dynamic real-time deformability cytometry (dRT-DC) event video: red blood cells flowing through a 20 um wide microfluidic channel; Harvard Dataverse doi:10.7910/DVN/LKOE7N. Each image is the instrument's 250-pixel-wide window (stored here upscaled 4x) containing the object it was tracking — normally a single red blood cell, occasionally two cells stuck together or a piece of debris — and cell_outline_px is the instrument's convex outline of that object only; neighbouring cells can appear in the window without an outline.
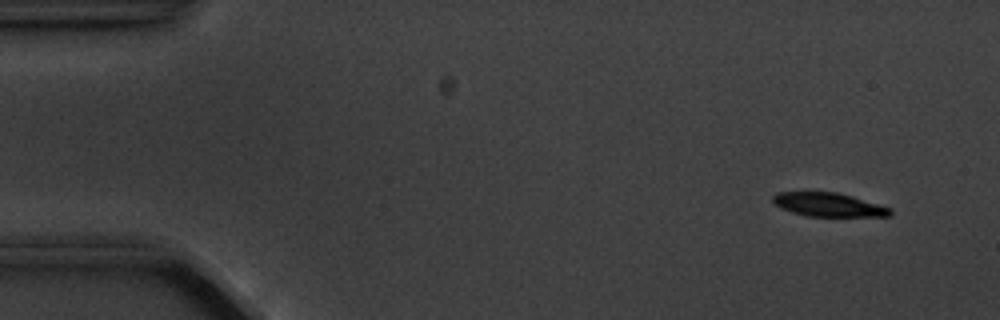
{"species": "common noctule bat (a hibernating species)", "species_latin": "Nyctalus noctula", "temperature_condition": "cold", "stored_images_in_passage": 5, "camera_frame_rate_fps": 3000, "um_per_image_px": 0.085, "animal": {"sex": "male", "body_mass_g": 20.1, "forearm_length_mm": 53.5}, "frame": {"image": 1, "passage_image": 5, "time_ms": 4.667, "image_size_px": [1000, 320], "cell_outline_px": [[892, 216], [808, 216], [792, 212], [780, 208], [772, 200], [772, 196], [776, 192], [836, 192], [852, 196], [892, 208]], "centroid_in_image_um": [70.43, 17.4], "position_along_channel_um": 14.6, "area_um2": 16.18}}